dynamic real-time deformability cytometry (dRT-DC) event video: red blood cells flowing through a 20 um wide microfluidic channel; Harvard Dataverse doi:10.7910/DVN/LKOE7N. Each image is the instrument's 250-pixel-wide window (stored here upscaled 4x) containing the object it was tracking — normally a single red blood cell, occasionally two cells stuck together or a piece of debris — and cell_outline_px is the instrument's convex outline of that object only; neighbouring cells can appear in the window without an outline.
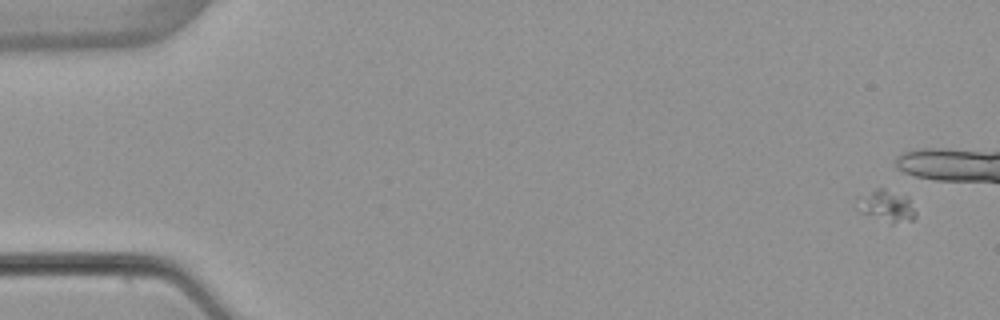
{"species": "common noctule bat (a hibernating species)", "species_latin": "Nyctalus noctula", "temperature_condition": "warm", "stored_images_in_passage": 9, "camera_frame_rate_fps": 3000, "um_per_image_px": 0.085, "animal": {"sex": "female", "body_mass_g": 22.7, "forearm_length_mm": 54.2}, "frame": {"image": 1, "passage_image": 1, "time_ms": 0.0, "image_size_px": [1000, 320], "cell_outline_px": [[916, 216], [912, 220], [892, 224], [888, 224], [860, 212], [856, 208], [860, 196], [876, 188], [884, 188], [908, 196], [916, 212]], "centroid_in_image_um": [75.37, 17.52], "position_along_channel_um": 9.6, "area_um2": 11.04}}